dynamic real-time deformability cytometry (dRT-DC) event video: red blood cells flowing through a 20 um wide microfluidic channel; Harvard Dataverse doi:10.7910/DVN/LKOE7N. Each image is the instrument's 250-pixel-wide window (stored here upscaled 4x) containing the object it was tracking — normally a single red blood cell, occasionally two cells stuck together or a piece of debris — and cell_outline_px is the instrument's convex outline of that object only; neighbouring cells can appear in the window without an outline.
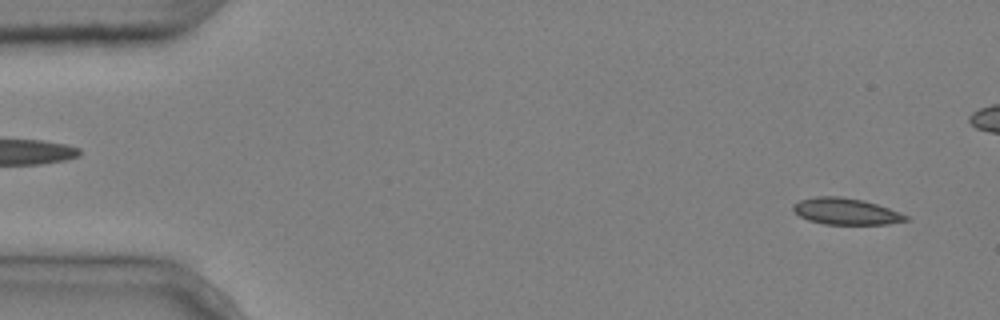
{"species": "common noctule bat (a hibernating species)", "species_latin": "Nyctalus noctula", "temperature_condition": "cold", "stored_images_in_passage": 2, "segment_of_instrument_passage": [2, 2], "camera_frame_rate_fps": 3000, "um_per_image_px": 0.085, "animal": {"sex": "male", "body_mass_g": 20.4}, "frame": {"image": 1, "passage_image": 2, "time_ms": 0.333, "image_size_px": [1000, 320], "cell_outline_px": [[912, 220], [888, 224], [824, 224], [808, 220], [800, 216], [792, 208], [792, 204], [800, 200], [816, 196], [840, 196], [864, 200], [900, 212], [908, 216]], "centroid_in_image_um": [71.92, 17.96], "position_along_channel_um": 13.1, "area_um2": 17.46}}